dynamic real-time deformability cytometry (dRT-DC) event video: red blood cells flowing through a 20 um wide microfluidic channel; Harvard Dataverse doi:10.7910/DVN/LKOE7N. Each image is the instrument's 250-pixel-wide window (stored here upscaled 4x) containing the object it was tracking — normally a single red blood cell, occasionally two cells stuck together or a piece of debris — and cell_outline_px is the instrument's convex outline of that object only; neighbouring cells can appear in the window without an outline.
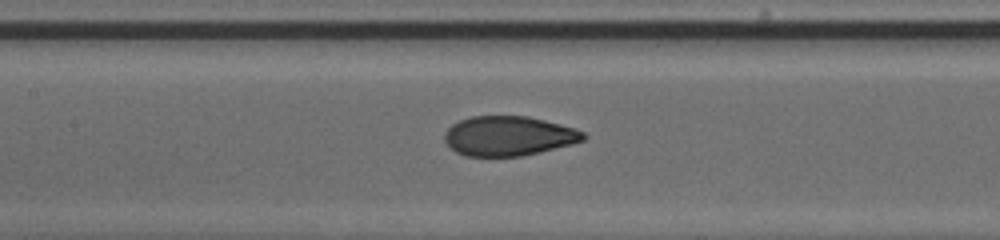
{"species": "human", "species_latin": "Homo sapiens", "temperature_condition": "cold", "stored_images_in_passage": 41, "camera_frame_rate_fps": 3000, "um_per_image_px": 0.085, "donor": {"sex": "male"}, "frame": {"image": 1, "passage_image": 22, "time_ms": 7.0, "image_size_px": [1000, 240], "cell_outline_px": [[588, 136], [584, 140], [572, 144], [540, 152], [520, 156], [464, 156], [456, 152], [444, 140], [444, 132], [452, 124], [460, 120], [472, 116], [528, 116], [576, 128], [584, 132]], "centroid_in_image_um": [43.24, 11.55], "position_along_channel_um": 164.2, "area_um2": 32.14}}
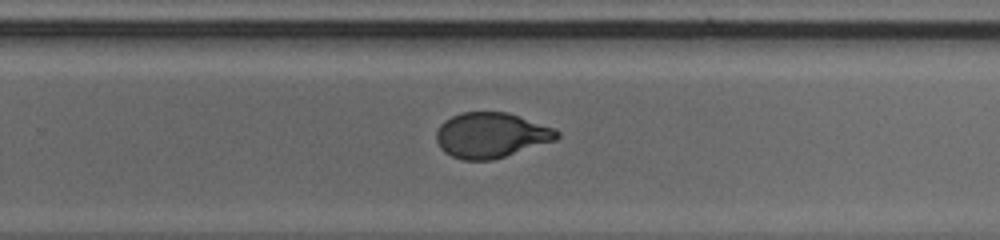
{"frame": {"image": 2, "passage_image": 31, "time_ms": 10.0, "image_size_px": [1000, 240], "cell_outline_px": [[560, 136], [556, 140], [492, 160], [464, 160], [452, 156], [444, 152], [440, 148], [436, 140], [436, 132], [440, 124], [444, 120], [460, 112], [508, 112], [552, 128], [560, 132]], "centroid_in_image_um": [41.71, 11.49], "position_along_channel_um": 288.1, "area_um2": 31.67}}
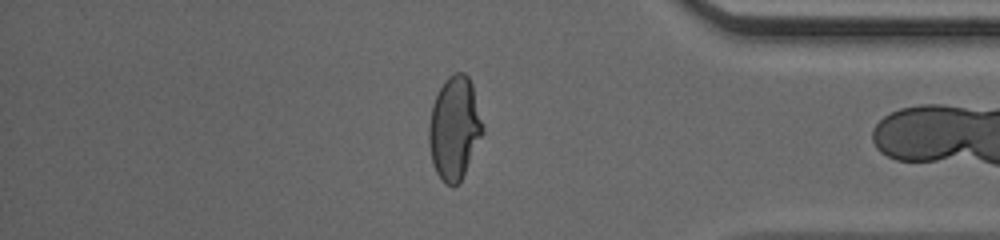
{"frame": {"image": 3, "passage_image": 40, "time_ms": 13.0, "image_size_px": [1000, 240], "cell_outline_px": [[484, 132], [460, 180], [452, 188], [444, 184], [436, 172], [432, 164], [428, 144], [428, 128], [432, 104], [444, 80], [448, 76], [456, 72], [464, 72], [468, 76], [472, 84], [484, 128]], "centroid_in_image_um": [38.6, 10.89], "position_along_channel_um": 396.6, "area_um2": 32.37}}